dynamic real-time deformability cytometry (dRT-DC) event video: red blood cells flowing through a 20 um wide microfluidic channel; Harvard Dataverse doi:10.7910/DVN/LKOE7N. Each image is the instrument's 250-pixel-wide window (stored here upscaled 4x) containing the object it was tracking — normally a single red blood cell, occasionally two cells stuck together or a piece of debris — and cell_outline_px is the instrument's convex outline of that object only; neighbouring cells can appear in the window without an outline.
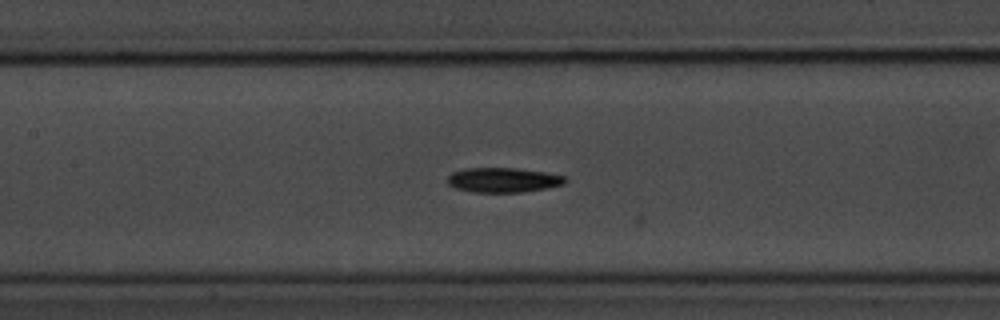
{"species": "common noctule bat (a hibernating species)", "species_latin": "Nyctalus noctula", "temperature_condition": "room temperature", "stored_images_in_passage": 25, "camera_frame_rate_fps": 3000, "um_per_image_px": 0.085, "animal": {"sex": "male", "body_mass_g": 20.1, "forearm_length_mm": 53.5}, "frame": {"image": 1, "passage_image": 24, "time_ms": 7.667, "image_size_px": [1000, 320], "cell_outline_px": [[568, 180], [564, 184], [548, 188], [520, 192], [472, 192], [456, 188], [448, 184], [448, 176], [452, 172], [464, 168], [516, 168], [544, 172], [568, 176]], "centroid_in_image_um": [42.8, 15.29], "position_along_channel_um": 164.6, "area_um2": 17.05}}